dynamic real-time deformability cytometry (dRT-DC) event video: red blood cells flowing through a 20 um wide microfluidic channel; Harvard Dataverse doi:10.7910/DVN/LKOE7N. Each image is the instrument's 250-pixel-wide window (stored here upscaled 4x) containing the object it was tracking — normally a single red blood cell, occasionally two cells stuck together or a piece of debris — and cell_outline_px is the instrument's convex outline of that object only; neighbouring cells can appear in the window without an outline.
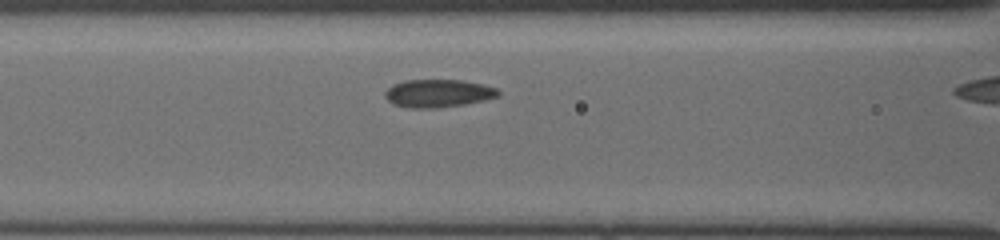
{"species": "common noctule bat (a hibernating species)", "species_latin": "Nyctalus noctula", "temperature_condition": "cold", "stored_images_in_passage": 11, "camera_frame_rate_fps": 3000, "um_per_image_px": 0.085, "animal": {"sex": "female", "body_mass_g": 19.5, "forearm_length_mm": 54.1}, "frame": {"image": 1, "passage_image": 7, "time_ms": 2.0, "image_size_px": [1000, 240], "cell_outline_px": [[500, 96], [484, 100], [464, 104], [432, 108], [408, 108], [392, 104], [384, 96], [384, 92], [392, 84], [404, 80], [464, 80], [484, 84], [496, 88], [500, 92]], "centroid_in_image_um": [37.23, 7.92], "position_along_channel_um": 129.4, "area_um2": 18.55}}
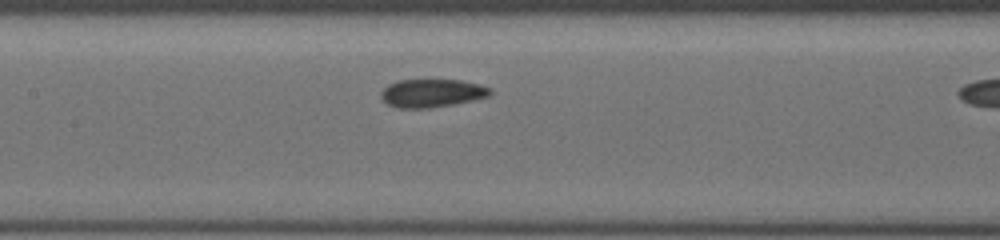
{"frame": {"image": 2, "passage_image": 10, "time_ms": 3.0, "image_size_px": [1000, 240], "cell_outline_px": [[492, 92], [488, 96], [472, 100], [432, 108], [396, 108], [388, 104], [380, 96], [380, 92], [388, 84], [396, 80], [460, 80], [480, 84], [492, 88]], "centroid_in_image_um": [36.69, 7.91], "position_along_channel_um": 170.7, "area_um2": 17.98}}